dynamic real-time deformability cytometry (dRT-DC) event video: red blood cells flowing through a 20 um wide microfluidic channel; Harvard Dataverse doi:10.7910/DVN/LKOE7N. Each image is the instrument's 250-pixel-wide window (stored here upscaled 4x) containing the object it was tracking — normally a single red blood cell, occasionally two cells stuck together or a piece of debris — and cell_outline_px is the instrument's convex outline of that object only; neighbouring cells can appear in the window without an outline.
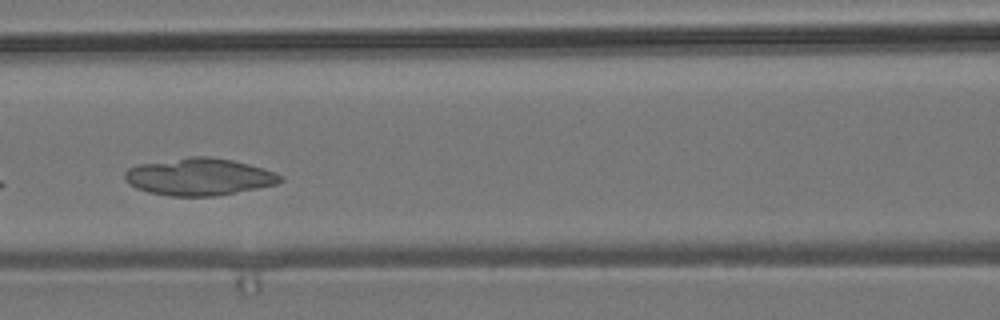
{"species": "common noctule bat (a hibernating species)", "species_latin": "Nyctalus noctula", "temperature_condition": "room temperature", "stored_images_in_passage": 7, "camera_frame_rate_fps": 3000, "um_per_image_px": 0.085, "animal": {"sex": "male", "body_mass_g": 19.2, "forearm_length_mm": 51.8}, "frame": {"image": 1, "passage_image": 5, "time_ms": 1.333, "image_size_px": [1000, 320], "cell_outline_px": [[284, 180], [276, 184], [216, 196], [172, 196], [148, 192], [136, 188], [128, 184], [124, 180], [124, 172], [128, 168], [136, 164], [192, 156], [208, 156], [232, 160], [264, 168], [276, 172], [284, 176]], "centroid_in_image_um": [16.9, 15.02], "position_along_channel_um": 149.7, "area_um2": 33.93}}
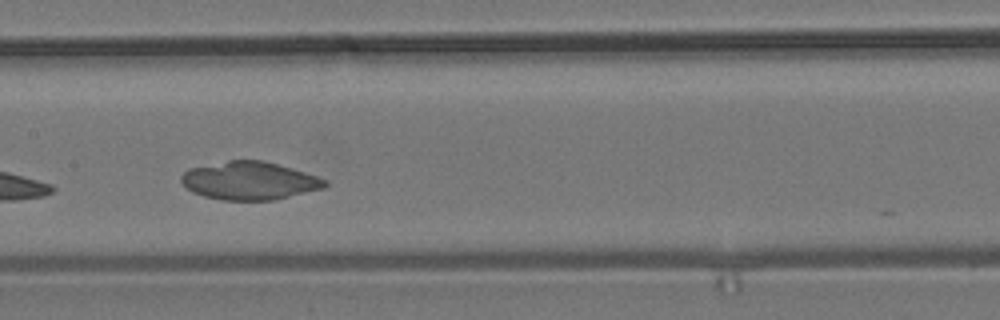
{"frame": {"image": 2, "passage_image": 6, "time_ms": 1.667, "image_size_px": [1000, 320], "cell_outline_px": [[328, 184], [324, 188], [272, 200], [220, 200], [204, 196], [192, 192], [180, 180], [180, 176], [188, 168], [228, 160], [264, 160], [304, 172], [328, 180]], "centroid_in_image_um": [21.18, 15.35], "position_along_channel_um": 186.2, "area_um2": 31.79}}
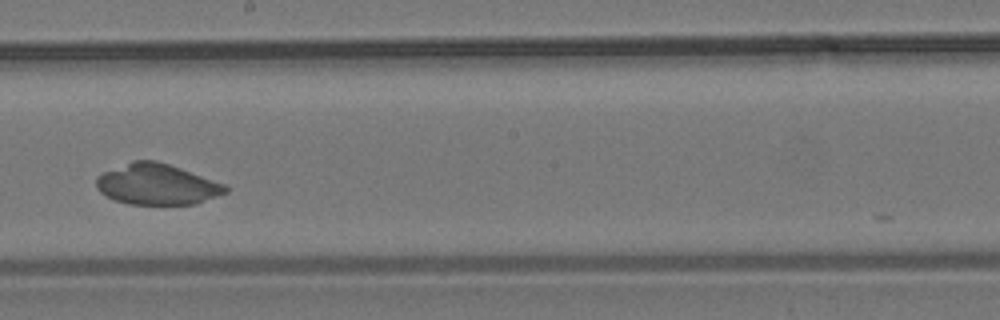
{"frame": {"image": 3, "passage_image": 7, "time_ms": 2.0, "image_size_px": [1000, 320], "cell_outline_px": [[228, 192], [196, 204], [128, 204], [116, 200], [100, 192], [96, 188], [96, 176], [104, 172], [132, 160], [156, 160], [180, 168], [224, 184], [228, 188]], "centroid_in_image_um": [13.32, 15.67], "position_along_channel_um": 234.9, "area_um2": 30.52}}